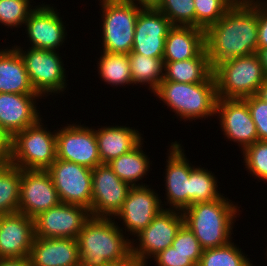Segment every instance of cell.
<instances>
[{
	"mask_svg": "<svg viewBox=\"0 0 267 266\" xmlns=\"http://www.w3.org/2000/svg\"><path fill=\"white\" fill-rule=\"evenodd\" d=\"M168 150L165 166V209L183 212L188 208L189 175L194 167L185 156L182 143L172 142ZM183 148V149H182ZM167 203V204H166ZM169 204V205H168ZM166 205L169 208H166Z\"/></svg>",
	"mask_w": 267,
	"mask_h": 266,
	"instance_id": "ac0fdd59",
	"label": "cell"
},
{
	"mask_svg": "<svg viewBox=\"0 0 267 266\" xmlns=\"http://www.w3.org/2000/svg\"><path fill=\"white\" fill-rule=\"evenodd\" d=\"M46 170L62 203L83 206L90 211L92 169L56 158Z\"/></svg>",
	"mask_w": 267,
	"mask_h": 266,
	"instance_id": "30bf717a",
	"label": "cell"
},
{
	"mask_svg": "<svg viewBox=\"0 0 267 266\" xmlns=\"http://www.w3.org/2000/svg\"><path fill=\"white\" fill-rule=\"evenodd\" d=\"M172 27L170 20L158 9H141L137 16L130 53L163 58L165 40Z\"/></svg>",
	"mask_w": 267,
	"mask_h": 266,
	"instance_id": "d6986e66",
	"label": "cell"
},
{
	"mask_svg": "<svg viewBox=\"0 0 267 266\" xmlns=\"http://www.w3.org/2000/svg\"><path fill=\"white\" fill-rule=\"evenodd\" d=\"M130 188L108 164L97 165L92 169L90 216L113 218L122 208Z\"/></svg>",
	"mask_w": 267,
	"mask_h": 266,
	"instance_id": "4fadbf2b",
	"label": "cell"
},
{
	"mask_svg": "<svg viewBox=\"0 0 267 266\" xmlns=\"http://www.w3.org/2000/svg\"><path fill=\"white\" fill-rule=\"evenodd\" d=\"M218 98L243 99L256 95L267 76L257 53L219 63L213 69Z\"/></svg>",
	"mask_w": 267,
	"mask_h": 266,
	"instance_id": "5b68a950",
	"label": "cell"
},
{
	"mask_svg": "<svg viewBox=\"0 0 267 266\" xmlns=\"http://www.w3.org/2000/svg\"><path fill=\"white\" fill-rule=\"evenodd\" d=\"M101 7L102 51L129 54L141 9L126 0H98Z\"/></svg>",
	"mask_w": 267,
	"mask_h": 266,
	"instance_id": "52a82bcc",
	"label": "cell"
},
{
	"mask_svg": "<svg viewBox=\"0 0 267 266\" xmlns=\"http://www.w3.org/2000/svg\"><path fill=\"white\" fill-rule=\"evenodd\" d=\"M31 0H0V23L11 29L21 28L29 14L36 8ZM21 26V27H20Z\"/></svg>",
	"mask_w": 267,
	"mask_h": 266,
	"instance_id": "836d02e7",
	"label": "cell"
},
{
	"mask_svg": "<svg viewBox=\"0 0 267 266\" xmlns=\"http://www.w3.org/2000/svg\"><path fill=\"white\" fill-rule=\"evenodd\" d=\"M241 152L248 174L267 183V141L258 140Z\"/></svg>",
	"mask_w": 267,
	"mask_h": 266,
	"instance_id": "d590c367",
	"label": "cell"
},
{
	"mask_svg": "<svg viewBox=\"0 0 267 266\" xmlns=\"http://www.w3.org/2000/svg\"><path fill=\"white\" fill-rule=\"evenodd\" d=\"M51 4L36 5L25 21V33L30 47L58 51L67 40V30L63 18Z\"/></svg>",
	"mask_w": 267,
	"mask_h": 266,
	"instance_id": "5bb4252c",
	"label": "cell"
},
{
	"mask_svg": "<svg viewBox=\"0 0 267 266\" xmlns=\"http://www.w3.org/2000/svg\"><path fill=\"white\" fill-rule=\"evenodd\" d=\"M249 5L253 7H266L267 0H245Z\"/></svg>",
	"mask_w": 267,
	"mask_h": 266,
	"instance_id": "7dc6e473",
	"label": "cell"
},
{
	"mask_svg": "<svg viewBox=\"0 0 267 266\" xmlns=\"http://www.w3.org/2000/svg\"><path fill=\"white\" fill-rule=\"evenodd\" d=\"M142 140L135 148L131 151L113 159L108 165L112 168L113 172L124 182L132 186H143L144 176L149 173V168L152 162L150 157L146 155L143 150ZM139 182V183H138Z\"/></svg>",
	"mask_w": 267,
	"mask_h": 266,
	"instance_id": "484cf974",
	"label": "cell"
},
{
	"mask_svg": "<svg viewBox=\"0 0 267 266\" xmlns=\"http://www.w3.org/2000/svg\"><path fill=\"white\" fill-rule=\"evenodd\" d=\"M34 238V218L20 212L0 216V258L29 257Z\"/></svg>",
	"mask_w": 267,
	"mask_h": 266,
	"instance_id": "ffe728a7",
	"label": "cell"
},
{
	"mask_svg": "<svg viewBox=\"0 0 267 266\" xmlns=\"http://www.w3.org/2000/svg\"><path fill=\"white\" fill-rule=\"evenodd\" d=\"M205 45L213 69L224 61L256 53L258 7L237 1L205 31Z\"/></svg>",
	"mask_w": 267,
	"mask_h": 266,
	"instance_id": "6da1fadb",
	"label": "cell"
},
{
	"mask_svg": "<svg viewBox=\"0 0 267 266\" xmlns=\"http://www.w3.org/2000/svg\"><path fill=\"white\" fill-rule=\"evenodd\" d=\"M149 185L132 186L129 189L126 200L122 208L113 217L121 221L120 229L125 230L127 237L135 236L145 229L154 219V217L164 209L160 195ZM162 203V204H161ZM123 228V229H122ZM128 233H127V232ZM129 235V236H128Z\"/></svg>",
	"mask_w": 267,
	"mask_h": 266,
	"instance_id": "7c38bea8",
	"label": "cell"
},
{
	"mask_svg": "<svg viewBox=\"0 0 267 266\" xmlns=\"http://www.w3.org/2000/svg\"><path fill=\"white\" fill-rule=\"evenodd\" d=\"M134 3L139 9H158L162 0H126Z\"/></svg>",
	"mask_w": 267,
	"mask_h": 266,
	"instance_id": "7bdbcfd3",
	"label": "cell"
},
{
	"mask_svg": "<svg viewBox=\"0 0 267 266\" xmlns=\"http://www.w3.org/2000/svg\"><path fill=\"white\" fill-rule=\"evenodd\" d=\"M73 266H86V265H84L83 263L79 262L78 264L73 265Z\"/></svg>",
	"mask_w": 267,
	"mask_h": 266,
	"instance_id": "c3c4849f",
	"label": "cell"
},
{
	"mask_svg": "<svg viewBox=\"0 0 267 266\" xmlns=\"http://www.w3.org/2000/svg\"><path fill=\"white\" fill-rule=\"evenodd\" d=\"M228 197L195 203L182 213L184 224L196 236L203 249L216 248L232 241L233 226L241 210Z\"/></svg>",
	"mask_w": 267,
	"mask_h": 266,
	"instance_id": "3957f363",
	"label": "cell"
},
{
	"mask_svg": "<svg viewBox=\"0 0 267 266\" xmlns=\"http://www.w3.org/2000/svg\"><path fill=\"white\" fill-rule=\"evenodd\" d=\"M247 103L258 133V139L267 141V103L256 95L243 98Z\"/></svg>",
	"mask_w": 267,
	"mask_h": 266,
	"instance_id": "74e56055",
	"label": "cell"
},
{
	"mask_svg": "<svg viewBox=\"0 0 267 266\" xmlns=\"http://www.w3.org/2000/svg\"><path fill=\"white\" fill-rule=\"evenodd\" d=\"M236 0H194L195 27L207 30L216 24Z\"/></svg>",
	"mask_w": 267,
	"mask_h": 266,
	"instance_id": "d6a6232c",
	"label": "cell"
},
{
	"mask_svg": "<svg viewBox=\"0 0 267 266\" xmlns=\"http://www.w3.org/2000/svg\"><path fill=\"white\" fill-rule=\"evenodd\" d=\"M95 129L99 156L102 164H108L113 159L131 151L144 138L136 128L126 125L100 126Z\"/></svg>",
	"mask_w": 267,
	"mask_h": 266,
	"instance_id": "cb8c5ba5",
	"label": "cell"
},
{
	"mask_svg": "<svg viewBox=\"0 0 267 266\" xmlns=\"http://www.w3.org/2000/svg\"><path fill=\"white\" fill-rule=\"evenodd\" d=\"M0 266H32L29 257L0 258Z\"/></svg>",
	"mask_w": 267,
	"mask_h": 266,
	"instance_id": "b9f144b4",
	"label": "cell"
},
{
	"mask_svg": "<svg viewBox=\"0 0 267 266\" xmlns=\"http://www.w3.org/2000/svg\"><path fill=\"white\" fill-rule=\"evenodd\" d=\"M158 10L170 20L173 26L195 27L194 0H162Z\"/></svg>",
	"mask_w": 267,
	"mask_h": 266,
	"instance_id": "e575fe53",
	"label": "cell"
},
{
	"mask_svg": "<svg viewBox=\"0 0 267 266\" xmlns=\"http://www.w3.org/2000/svg\"><path fill=\"white\" fill-rule=\"evenodd\" d=\"M60 202L57 190L47 170L21 169L18 212L34 218Z\"/></svg>",
	"mask_w": 267,
	"mask_h": 266,
	"instance_id": "2e32d148",
	"label": "cell"
},
{
	"mask_svg": "<svg viewBox=\"0 0 267 266\" xmlns=\"http://www.w3.org/2000/svg\"><path fill=\"white\" fill-rule=\"evenodd\" d=\"M256 96L261 99L262 101L267 103V78L262 83V85L259 87Z\"/></svg>",
	"mask_w": 267,
	"mask_h": 266,
	"instance_id": "bcb514c9",
	"label": "cell"
},
{
	"mask_svg": "<svg viewBox=\"0 0 267 266\" xmlns=\"http://www.w3.org/2000/svg\"><path fill=\"white\" fill-rule=\"evenodd\" d=\"M267 48V6L258 7V46Z\"/></svg>",
	"mask_w": 267,
	"mask_h": 266,
	"instance_id": "ab89813d",
	"label": "cell"
},
{
	"mask_svg": "<svg viewBox=\"0 0 267 266\" xmlns=\"http://www.w3.org/2000/svg\"><path fill=\"white\" fill-rule=\"evenodd\" d=\"M215 116L219 118L222 134L227 140L236 142L242 151L259 140L256 125L243 99L218 98Z\"/></svg>",
	"mask_w": 267,
	"mask_h": 266,
	"instance_id": "e0dca14e",
	"label": "cell"
},
{
	"mask_svg": "<svg viewBox=\"0 0 267 266\" xmlns=\"http://www.w3.org/2000/svg\"><path fill=\"white\" fill-rule=\"evenodd\" d=\"M124 234L114 218L90 217L76 238L80 262L105 266L124 260L131 254V239Z\"/></svg>",
	"mask_w": 267,
	"mask_h": 266,
	"instance_id": "7a4b0ae2",
	"label": "cell"
},
{
	"mask_svg": "<svg viewBox=\"0 0 267 266\" xmlns=\"http://www.w3.org/2000/svg\"><path fill=\"white\" fill-rule=\"evenodd\" d=\"M29 259L32 266H73L80 262L77 239L35 237Z\"/></svg>",
	"mask_w": 267,
	"mask_h": 266,
	"instance_id": "7402d4cb",
	"label": "cell"
},
{
	"mask_svg": "<svg viewBox=\"0 0 267 266\" xmlns=\"http://www.w3.org/2000/svg\"><path fill=\"white\" fill-rule=\"evenodd\" d=\"M21 169L11 163L0 165V216L18 212Z\"/></svg>",
	"mask_w": 267,
	"mask_h": 266,
	"instance_id": "4dcf8cb0",
	"label": "cell"
},
{
	"mask_svg": "<svg viewBox=\"0 0 267 266\" xmlns=\"http://www.w3.org/2000/svg\"><path fill=\"white\" fill-rule=\"evenodd\" d=\"M158 266H197L188 255L176 252L172 245L152 258Z\"/></svg>",
	"mask_w": 267,
	"mask_h": 266,
	"instance_id": "f35d334b",
	"label": "cell"
},
{
	"mask_svg": "<svg viewBox=\"0 0 267 266\" xmlns=\"http://www.w3.org/2000/svg\"><path fill=\"white\" fill-rule=\"evenodd\" d=\"M154 96L177 114L180 121L195 122L215 117L218 100L216 82L181 83L163 79Z\"/></svg>",
	"mask_w": 267,
	"mask_h": 266,
	"instance_id": "277c9868",
	"label": "cell"
},
{
	"mask_svg": "<svg viewBox=\"0 0 267 266\" xmlns=\"http://www.w3.org/2000/svg\"><path fill=\"white\" fill-rule=\"evenodd\" d=\"M90 217L85 207L60 202L34 217L35 237L76 239Z\"/></svg>",
	"mask_w": 267,
	"mask_h": 266,
	"instance_id": "9a60e30c",
	"label": "cell"
},
{
	"mask_svg": "<svg viewBox=\"0 0 267 266\" xmlns=\"http://www.w3.org/2000/svg\"><path fill=\"white\" fill-rule=\"evenodd\" d=\"M39 98V94L0 93V128L10 138L41 118Z\"/></svg>",
	"mask_w": 267,
	"mask_h": 266,
	"instance_id": "44dd1931",
	"label": "cell"
},
{
	"mask_svg": "<svg viewBox=\"0 0 267 266\" xmlns=\"http://www.w3.org/2000/svg\"><path fill=\"white\" fill-rule=\"evenodd\" d=\"M164 80L181 83L216 82L209 57L165 61Z\"/></svg>",
	"mask_w": 267,
	"mask_h": 266,
	"instance_id": "4316f807",
	"label": "cell"
},
{
	"mask_svg": "<svg viewBox=\"0 0 267 266\" xmlns=\"http://www.w3.org/2000/svg\"><path fill=\"white\" fill-rule=\"evenodd\" d=\"M172 247L176 252L181 253L182 255H188L196 265L199 264L204 250L194 233L185 224L181 226L174 238Z\"/></svg>",
	"mask_w": 267,
	"mask_h": 266,
	"instance_id": "8d00e7d4",
	"label": "cell"
},
{
	"mask_svg": "<svg viewBox=\"0 0 267 266\" xmlns=\"http://www.w3.org/2000/svg\"><path fill=\"white\" fill-rule=\"evenodd\" d=\"M105 266H147V265L139 261L132 254H130L127 258H125L122 261L108 263Z\"/></svg>",
	"mask_w": 267,
	"mask_h": 266,
	"instance_id": "ee69618b",
	"label": "cell"
},
{
	"mask_svg": "<svg viewBox=\"0 0 267 266\" xmlns=\"http://www.w3.org/2000/svg\"><path fill=\"white\" fill-rule=\"evenodd\" d=\"M130 70L133 85L149 87L154 93L165 77V61L163 58L147 57L139 53H129ZM147 84V85H146Z\"/></svg>",
	"mask_w": 267,
	"mask_h": 266,
	"instance_id": "83f0119b",
	"label": "cell"
},
{
	"mask_svg": "<svg viewBox=\"0 0 267 266\" xmlns=\"http://www.w3.org/2000/svg\"><path fill=\"white\" fill-rule=\"evenodd\" d=\"M183 224L182 212L161 210L152 222L135 236L136 239H131V254L148 266L150 258L172 245Z\"/></svg>",
	"mask_w": 267,
	"mask_h": 266,
	"instance_id": "9c48e42d",
	"label": "cell"
},
{
	"mask_svg": "<svg viewBox=\"0 0 267 266\" xmlns=\"http://www.w3.org/2000/svg\"><path fill=\"white\" fill-rule=\"evenodd\" d=\"M218 178L204 167H193L189 175L188 207L195 203L212 202L224 194L218 191Z\"/></svg>",
	"mask_w": 267,
	"mask_h": 266,
	"instance_id": "f546056e",
	"label": "cell"
},
{
	"mask_svg": "<svg viewBox=\"0 0 267 266\" xmlns=\"http://www.w3.org/2000/svg\"><path fill=\"white\" fill-rule=\"evenodd\" d=\"M20 54L29 81L34 91L43 99L49 95L65 93L67 88L66 69L59 51H49L38 48H24L13 45ZM53 93V94H52ZM48 94V95H47ZM45 97V98H44Z\"/></svg>",
	"mask_w": 267,
	"mask_h": 266,
	"instance_id": "ba28073f",
	"label": "cell"
},
{
	"mask_svg": "<svg viewBox=\"0 0 267 266\" xmlns=\"http://www.w3.org/2000/svg\"><path fill=\"white\" fill-rule=\"evenodd\" d=\"M4 48L0 49V93L37 94L18 51L13 46Z\"/></svg>",
	"mask_w": 267,
	"mask_h": 266,
	"instance_id": "d4e9b609",
	"label": "cell"
},
{
	"mask_svg": "<svg viewBox=\"0 0 267 266\" xmlns=\"http://www.w3.org/2000/svg\"><path fill=\"white\" fill-rule=\"evenodd\" d=\"M247 256L232 240L220 247L204 249L197 266H254Z\"/></svg>",
	"mask_w": 267,
	"mask_h": 266,
	"instance_id": "1f68e13d",
	"label": "cell"
},
{
	"mask_svg": "<svg viewBox=\"0 0 267 266\" xmlns=\"http://www.w3.org/2000/svg\"><path fill=\"white\" fill-rule=\"evenodd\" d=\"M76 123L56 128V158L93 169L102 164L95 129Z\"/></svg>",
	"mask_w": 267,
	"mask_h": 266,
	"instance_id": "8fae6325",
	"label": "cell"
},
{
	"mask_svg": "<svg viewBox=\"0 0 267 266\" xmlns=\"http://www.w3.org/2000/svg\"><path fill=\"white\" fill-rule=\"evenodd\" d=\"M256 53L260 59V63L263 66L264 73L267 76V48L257 49Z\"/></svg>",
	"mask_w": 267,
	"mask_h": 266,
	"instance_id": "f6af8a7d",
	"label": "cell"
},
{
	"mask_svg": "<svg viewBox=\"0 0 267 266\" xmlns=\"http://www.w3.org/2000/svg\"><path fill=\"white\" fill-rule=\"evenodd\" d=\"M208 57L205 30L194 26H173L165 40L164 61H184Z\"/></svg>",
	"mask_w": 267,
	"mask_h": 266,
	"instance_id": "603a6c76",
	"label": "cell"
},
{
	"mask_svg": "<svg viewBox=\"0 0 267 266\" xmlns=\"http://www.w3.org/2000/svg\"><path fill=\"white\" fill-rule=\"evenodd\" d=\"M98 75L108 85L114 87L133 86L128 54L101 51L98 59Z\"/></svg>",
	"mask_w": 267,
	"mask_h": 266,
	"instance_id": "f1b7e54d",
	"label": "cell"
},
{
	"mask_svg": "<svg viewBox=\"0 0 267 266\" xmlns=\"http://www.w3.org/2000/svg\"><path fill=\"white\" fill-rule=\"evenodd\" d=\"M11 138L0 128V165L10 163Z\"/></svg>",
	"mask_w": 267,
	"mask_h": 266,
	"instance_id": "60d3db41",
	"label": "cell"
},
{
	"mask_svg": "<svg viewBox=\"0 0 267 266\" xmlns=\"http://www.w3.org/2000/svg\"><path fill=\"white\" fill-rule=\"evenodd\" d=\"M42 119L11 138L12 165L20 169L46 170L56 160V130L47 129Z\"/></svg>",
	"mask_w": 267,
	"mask_h": 266,
	"instance_id": "8992f818",
	"label": "cell"
}]
</instances>
